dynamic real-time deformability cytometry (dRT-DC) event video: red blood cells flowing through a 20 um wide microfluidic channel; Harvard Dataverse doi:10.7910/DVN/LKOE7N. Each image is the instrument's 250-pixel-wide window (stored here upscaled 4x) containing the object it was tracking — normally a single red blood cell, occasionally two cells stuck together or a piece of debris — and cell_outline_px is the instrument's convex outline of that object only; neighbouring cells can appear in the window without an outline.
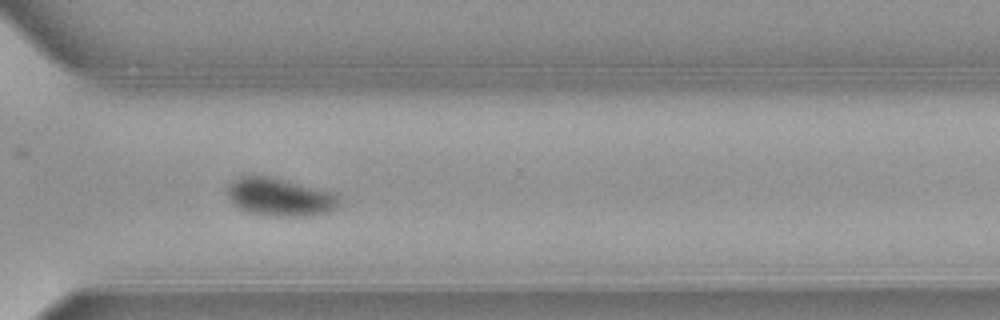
{"species": "common noctule bat (a hibernating species)", "species_latin": "Nyctalus noctula", "temperature_condition": "warm", "stored_images_in_passage": 35, "camera_frame_rate_fps": 3000, "um_per_image_px": 0.085, "animal": {"sex": "female", "body_mass_g": 21.9}, "frame": {"image": 1, "passage_image": 25, "time_ms": 8.0, "image_size_px": [1000, 320], "cell_outline_px": [[344, 200], [336, 208], [328, 212], [312, 216], [268, 216], [248, 212], [240, 208], [228, 196], [228, 184], [236, 176], [268, 176], [336, 192]], "centroid_in_image_um": [23.86, 16.75], "position_along_channel_um": 346.7, "area_um2": 25.09}, "authors_computed_cell_mechanics": {"area_um2": 25.7788, "velocity_mm_per_s": 3.8522, "shape_relaxation_time_tau1_ms": 2.4296, "shape_relaxation_time_tau2_ms": null, "deformation_change_tau1": 0.1385, "deformation_change_tau2": null}}